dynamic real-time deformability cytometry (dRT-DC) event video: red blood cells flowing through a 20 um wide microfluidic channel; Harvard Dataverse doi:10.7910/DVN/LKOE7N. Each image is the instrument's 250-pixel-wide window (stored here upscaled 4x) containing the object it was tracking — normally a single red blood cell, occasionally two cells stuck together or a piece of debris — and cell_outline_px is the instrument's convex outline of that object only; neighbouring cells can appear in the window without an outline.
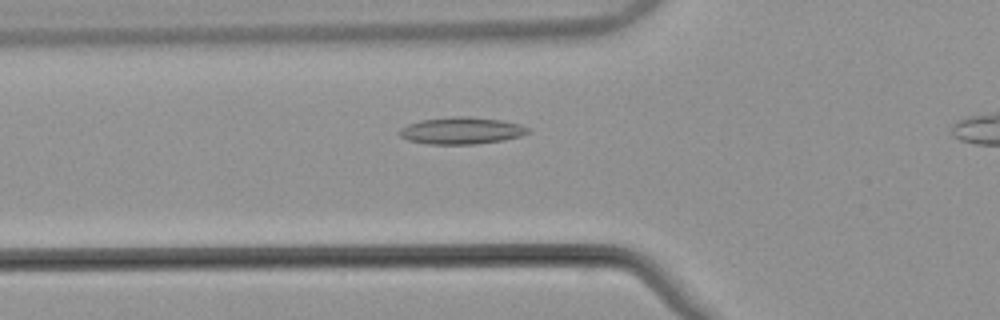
{"species": "common noctule bat (a hibernating species)", "species_latin": "Nyctalus noctula", "temperature_condition": "warm", "stored_images_in_passage": 34, "camera_frame_rate_fps": 3000, "um_per_image_px": 0.085, "animal": {"sex": "male", "body_mass_g": 21.5, "forearm_length_mm": 52.0}, "frame": {"image": 1, "passage_image": 9, "time_ms": 2.667, "image_size_px": [1000, 320], "cell_outline_px": [[528, 132], [520, 136], [504, 140], [476, 144], [428, 144], [408, 140], [400, 136], [400, 128], [408, 124], [420, 120], [452, 116], [468, 116], [504, 120], [520, 124], [528, 128]], "centroid_in_image_um": [39.22, 11.1], "position_along_channel_um": 86.6, "area_um2": 20.23}}
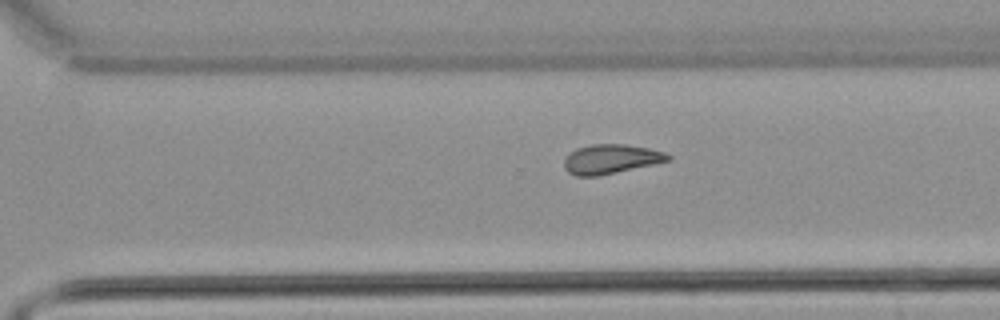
{"frame": {"image": 2, "passage_image": 27, "time_ms": 8.667, "image_size_px": [1000, 320], "cell_outline_px": [[672, 160], [616, 172], [596, 176], [576, 176], [568, 172], [564, 168], [564, 156], [568, 152], [576, 148], [592, 144], [624, 144], [648, 148], [664, 152], [672, 156]], "centroid_in_image_um": [51.89, 13.51], "position_along_channel_um": 318.7, "area_um2": 17.86}}
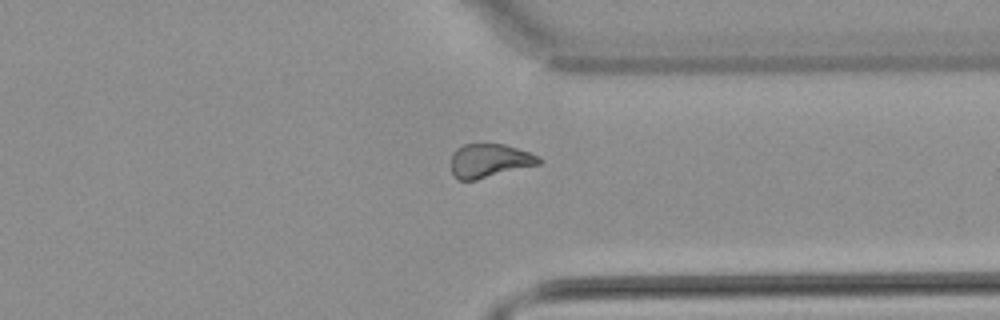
{"frame": {"image": 3, "passage_image": 31, "time_ms": 10.0, "image_size_px": [1000, 320], "cell_outline_px": [[544, 160], [540, 164], [476, 180], [456, 180], [452, 176], [452, 152], [456, 148], [464, 144], [504, 144], [540, 156]], "centroid_in_image_um": [41.6, 13.66], "position_along_channel_um": 369.8, "area_um2": 17.4}}